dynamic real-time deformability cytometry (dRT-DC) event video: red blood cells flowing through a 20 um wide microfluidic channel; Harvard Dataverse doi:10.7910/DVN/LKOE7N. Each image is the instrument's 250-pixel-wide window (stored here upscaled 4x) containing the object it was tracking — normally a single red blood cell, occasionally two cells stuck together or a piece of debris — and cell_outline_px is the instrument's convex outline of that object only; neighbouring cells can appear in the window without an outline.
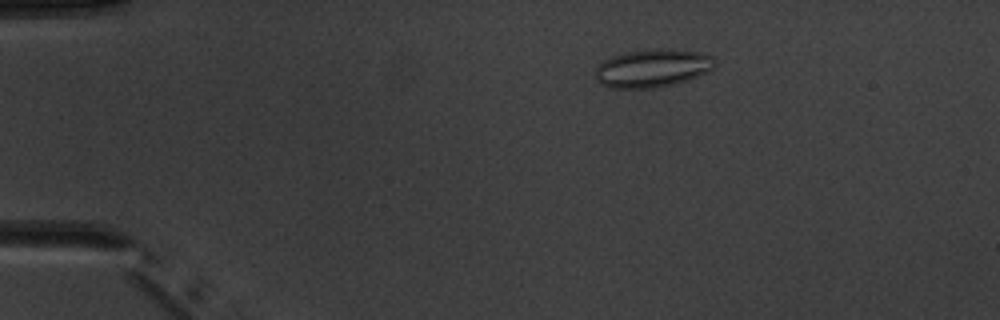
{"species": "common noctule bat (a hibernating species)", "species_latin": "Nyctalus noctula", "temperature_condition": "warm", "stored_images_in_passage": 3, "camera_frame_rate_fps": 3000, "um_per_image_px": 0.085, "animal": {"sex": "male", "body_mass_g": 20.1, "forearm_length_mm": 53.5}, "frame": {"image": 1, "passage_image": 1, "time_ms": 0.0, "image_size_px": [1000, 320], "cell_outline_px": [[716, 64], [712, 68], [688, 80], [672, 84], [652, 88], [612, 88], [600, 84], [596, 80], [596, 68], [604, 60], [612, 56], [624, 52], [648, 48], [668, 48], [704, 52], [712, 56], [716, 60]], "centroid_in_image_um": [55.46, 5.76], "position_along_channel_um": 29.5, "area_um2": 26.76}}